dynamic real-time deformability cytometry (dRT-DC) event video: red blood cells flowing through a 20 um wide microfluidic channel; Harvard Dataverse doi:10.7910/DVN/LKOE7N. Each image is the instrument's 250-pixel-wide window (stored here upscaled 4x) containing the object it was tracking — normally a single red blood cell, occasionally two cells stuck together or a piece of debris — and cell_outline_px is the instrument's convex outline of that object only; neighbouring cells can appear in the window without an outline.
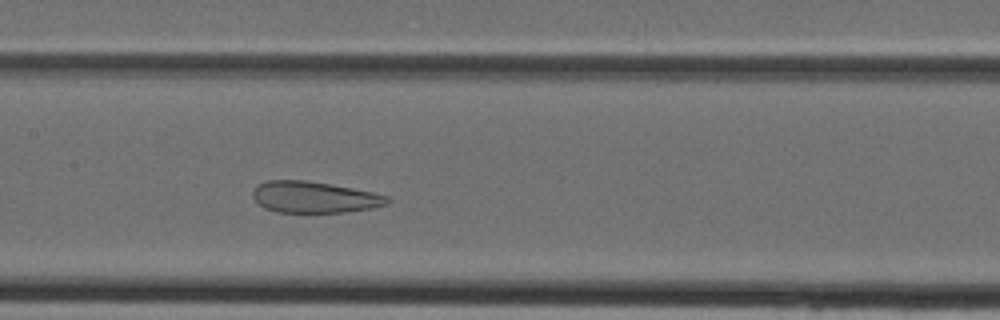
{"species": "Egyptian fruit bat (a non-hibernating species)", "species_latin": "Rousettus aegyptiacus", "temperature_condition": "cold", "stored_images_in_passage": 34, "camera_frame_rate_fps": 3000, "um_per_image_px": 0.085, "animal": {"sex": "female"}, "frame": {"image": 1, "passage_image": 14, "time_ms": 4.333, "image_size_px": [1000, 320], "cell_outline_px": [[392, 200], [388, 204], [372, 208], [344, 212], [276, 212], [264, 208], [252, 196], [252, 192], [256, 184], [268, 180], [308, 180], [352, 188], [372, 192], [388, 196]], "centroid_in_image_um": [26.71, 16.75], "position_along_channel_um": 180.7, "area_um2": 24.68}}
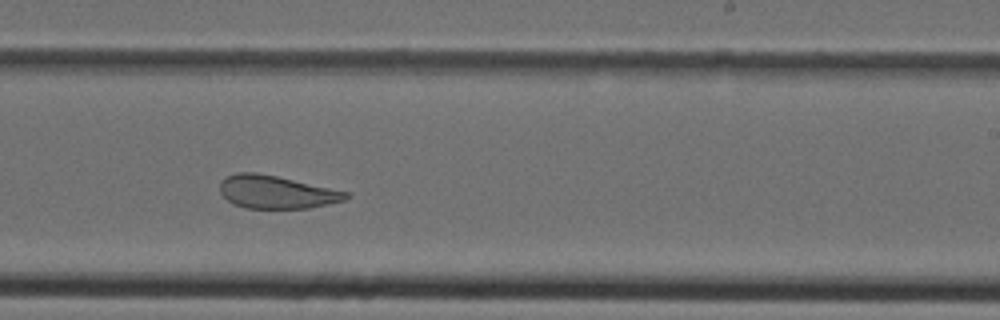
{"frame": {"image": 2, "passage_image": 19, "time_ms": 6.0, "image_size_px": [1000, 320], "cell_outline_px": [[352, 196], [344, 200], [328, 204], [308, 208], [244, 208], [228, 200], [220, 192], [220, 180], [224, 176], [236, 172], [256, 172], [276, 176], [348, 192]], "centroid_in_image_um": [23.46, 16.31], "position_along_channel_um": 265.5, "area_um2": 24.1}}
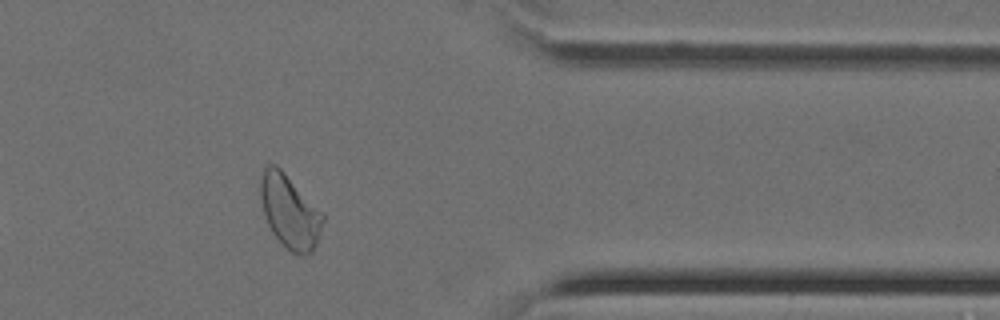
{"frame": {"image": 3, "passage_image": 27, "time_ms": 8.667, "image_size_px": [1000, 320], "cell_outline_px": [[324, 220], [316, 244], [312, 252], [292, 252], [284, 248], [280, 244], [272, 232], [268, 224], [264, 212], [260, 196], [260, 180], [264, 168], [268, 164], [276, 164], [284, 172], [324, 216]], "centroid_in_image_um": [24.59, 17.98], "position_along_channel_um": 386.8, "area_um2": 26.01}}